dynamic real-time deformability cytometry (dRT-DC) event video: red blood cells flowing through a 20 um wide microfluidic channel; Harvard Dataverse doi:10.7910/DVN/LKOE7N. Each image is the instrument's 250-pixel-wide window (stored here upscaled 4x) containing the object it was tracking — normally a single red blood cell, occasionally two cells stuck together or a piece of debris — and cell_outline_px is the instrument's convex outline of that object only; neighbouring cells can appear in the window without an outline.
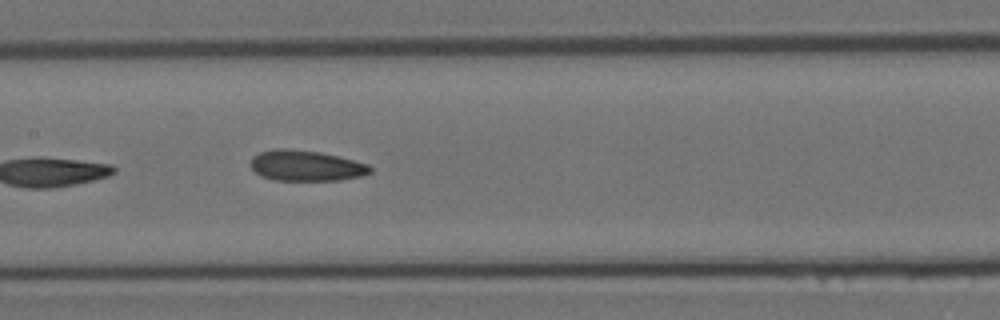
{"species": "Egyptian fruit bat (a non-hibernating species)", "species_latin": "Rousettus aegyptiacus", "temperature_condition": "room temperature", "stored_images_in_passage": 14, "camera_frame_rate_fps": 3000, "um_per_image_px": 0.085, "animal": {"sex": "female"}, "frame": {"image": 1, "passage_image": 14, "time_ms": 4.333, "image_size_px": [1000, 320], "cell_outline_px": [[372, 172], [360, 176], [340, 180], [276, 180], [260, 176], [248, 164], [252, 156], [260, 152], [276, 148], [288, 148], [320, 152], [368, 164], [372, 168]], "centroid_in_image_um": [25.96, 14.08], "position_along_channel_um": 181.4, "area_um2": 21.39}}